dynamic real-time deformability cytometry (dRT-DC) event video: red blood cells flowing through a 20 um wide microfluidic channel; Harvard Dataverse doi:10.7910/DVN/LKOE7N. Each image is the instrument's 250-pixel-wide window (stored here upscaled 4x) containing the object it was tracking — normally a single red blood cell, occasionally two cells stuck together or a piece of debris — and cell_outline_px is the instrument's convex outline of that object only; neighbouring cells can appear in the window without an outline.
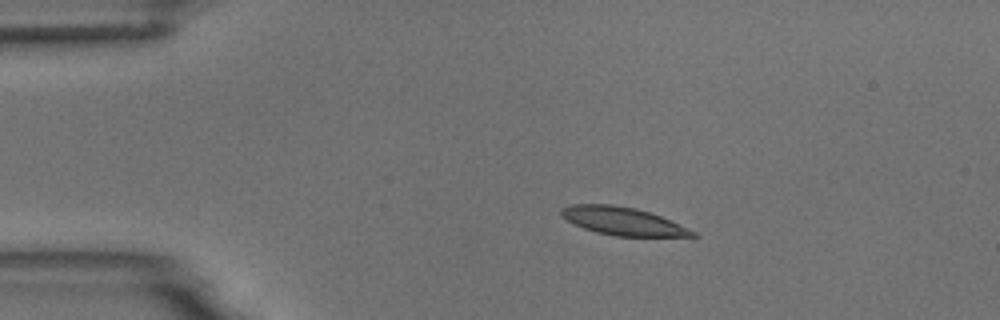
{"species": "common noctule bat (a hibernating species)", "species_latin": "Nyctalus noctula", "temperature_condition": "room temperature", "stored_images_in_passage": 15, "camera_frame_rate_fps": 3000, "um_per_image_px": 0.085, "animal": {"sex": "male", "body_mass_g": 18.8}, "frame": {"image": 1, "passage_image": 3, "time_ms": 3.333, "image_size_px": [1000, 320], "cell_outline_px": [[696, 236], [616, 236], [596, 232], [584, 228], [560, 216], [560, 208], [572, 204], [612, 204], [636, 208], [660, 216], [696, 232]], "centroid_in_image_um": [52.88, 18.78], "position_along_channel_um": 32.1, "area_um2": 21.1}}
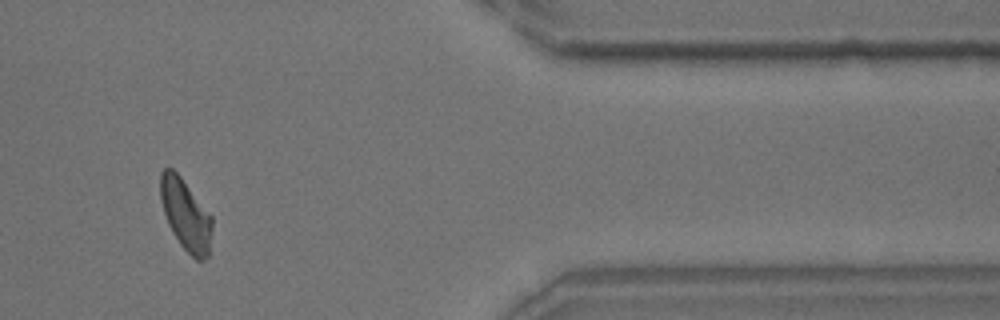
{"frame": {"image": 2, "passage_image": 13, "time_ms": 15.333, "image_size_px": [1000, 320], "cell_outline_px": [[212, 228], [208, 256], [204, 260], [196, 260], [180, 244], [172, 232], [168, 224], [160, 200], [160, 172], [164, 168], [172, 168], [180, 176], [212, 216]], "centroid_in_image_um": [15.77, 18.25], "position_along_channel_um": 395.6, "area_um2": 21.33}, "authors_computed_cell_mechanics": {"area_um2": 21.3282, "velocity_mm_per_s": 3.6759, "shape_relaxation_time_tau1_ms": 1.7237, "shape_relaxation_time_tau2_ms": 1.5677, "deformation_change_tau1": 0.1051, "deformation_change_tau2": 0.0766}}